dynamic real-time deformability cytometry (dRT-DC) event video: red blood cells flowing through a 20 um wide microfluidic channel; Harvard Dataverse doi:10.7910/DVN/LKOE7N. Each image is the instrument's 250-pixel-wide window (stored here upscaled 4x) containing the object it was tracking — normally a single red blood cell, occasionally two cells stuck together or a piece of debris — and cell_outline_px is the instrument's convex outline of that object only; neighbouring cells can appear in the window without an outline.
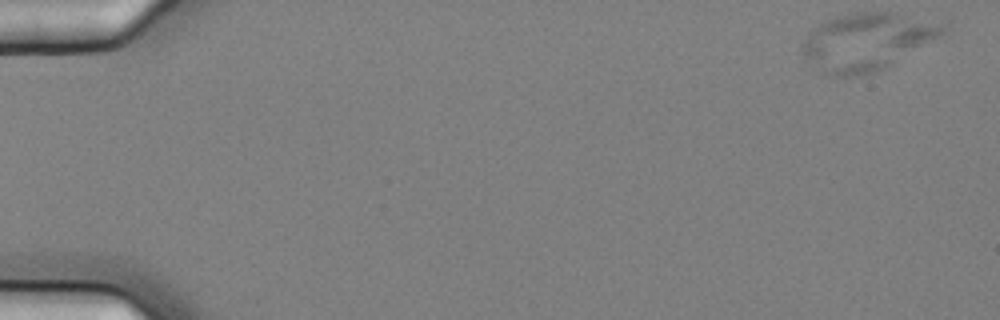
{"species": "common noctule bat (a hibernating species)", "species_latin": "Nyctalus noctula", "temperature_condition": "cold", "stored_images_in_passage": 7, "camera_frame_rate_fps": 3000, "um_per_image_px": 0.085, "animal": {"sex": "female", "body_mass_g": 25.1}, "frame": {"image": 1, "passage_image": 2, "time_ms": 0.333, "image_size_px": [1000, 320], "cell_outline_px": [[948, 28], [940, 36], [884, 68], [860, 76], [828, 76], [812, 68], [804, 56], [800, 48], [808, 32], [820, 24], [836, 16], [852, 12], [896, 12], [948, 24]], "centroid_in_image_um": [73.64, 3.54], "position_along_channel_um": 11.4, "area_um2": 47.11}}
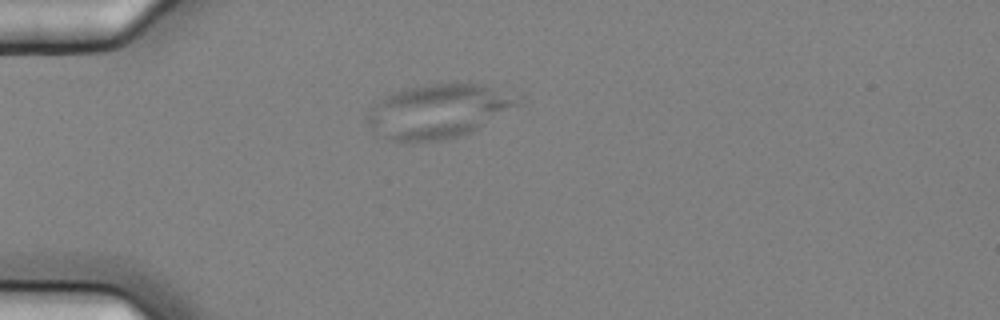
{"frame": {"image": 2, "passage_image": 6, "time_ms": 1.667, "image_size_px": [1000, 320], "cell_outline_px": [[524, 96], [520, 104], [476, 128], [468, 132], [456, 136], [440, 140], [392, 140], [376, 136], [364, 120], [364, 116], [380, 100], [392, 92], [404, 88], [428, 84], [456, 80], [480, 84]], "centroid_in_image_um": [37.23, 9.39], "position_along_channel_um": 47.8, "area_um2": 47.51}}